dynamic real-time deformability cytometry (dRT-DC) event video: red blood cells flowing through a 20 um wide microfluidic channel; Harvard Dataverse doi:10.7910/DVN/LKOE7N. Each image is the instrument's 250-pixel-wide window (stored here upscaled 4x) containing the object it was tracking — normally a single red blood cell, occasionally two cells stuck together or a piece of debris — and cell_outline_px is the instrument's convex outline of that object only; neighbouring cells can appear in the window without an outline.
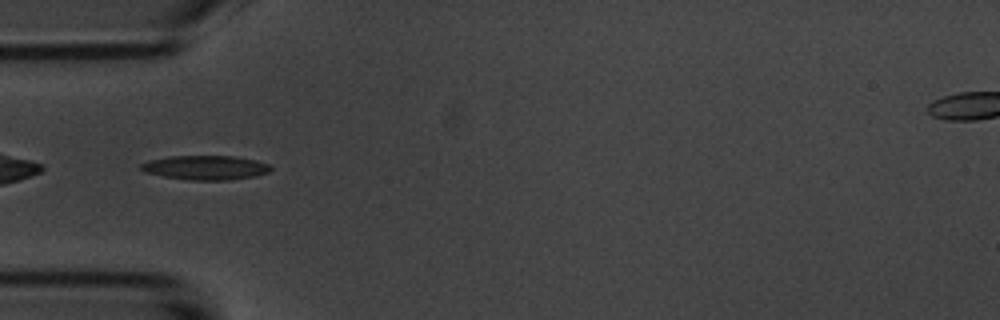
{"species": "common noctule bat (a hibernating species)", "species_latin": "Nyctalus noctula", "temperature_condition": "room temperature", "stored_images_in_passage": 38, "camera_frame_rate_fps": 3000, "um_per_image_px": 0.085, "animal": {"sex": "male", "body_mass_g": 20.1, "forearm_length_mm": 53.5}, "frame": {"image": 1, "passage_image": 1, "time_ms": 0.0, "image_size_px": [1000, 320], "cell_outline_px": [[272, 168], [268, 172], [252, 176], [228, 180], [192, 180], [164, 176], [144, 172], [140, 168], [140, 164], [148, 160], [168, 156], [232, 156], [256, 160], [272, 164]], "centroid_in_image_um": [17.46, 14.23], "position_along_channel_um": 67.5, "area_um2": 18.32}}
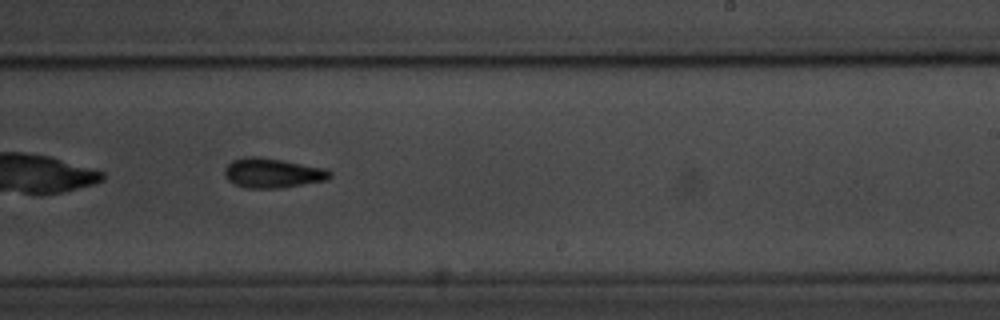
{"frame": {"image": 2, "passage_image": 17, "time_ms": 5.333, "image_size_px": [1000, 320], "cell_outline_px": [[332, 176], [328, 180], [280, 188], [244, 188], [228, 180], [224, 176], [224, 168], [232, 160], [244, 156], [256, 156], [328, 168], [332, 172]], "centroid_in_image_um": [23.18, 14.7], "position_along_channel_um": 265.8, "area_um2": 18.38}, "authors_computed_cell_mechanics": {"area_um2": 17.5712, "velocity_mm_per_s": 3.7043, "shape_relaxation_time_tau1_ms": 2.7288, "shape_relaxation_time_tau2_ms": 4.1234, "deformation_change_tau1": 0.1228, "deformation_change_tau2": 0.1143}}